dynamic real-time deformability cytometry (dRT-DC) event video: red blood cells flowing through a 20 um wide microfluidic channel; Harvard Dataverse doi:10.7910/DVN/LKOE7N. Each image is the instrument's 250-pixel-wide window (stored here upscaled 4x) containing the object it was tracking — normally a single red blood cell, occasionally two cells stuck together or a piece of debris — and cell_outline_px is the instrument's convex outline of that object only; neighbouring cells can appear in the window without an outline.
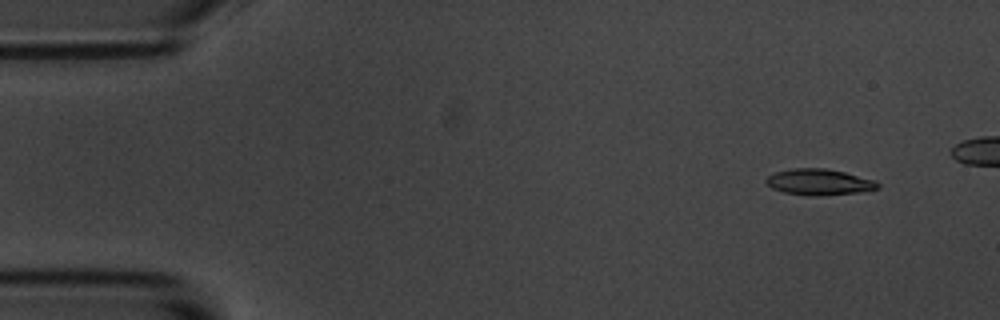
{"species": "common noctule bat (a hibernating species)", "species_latin": "Nyctalus noctula", "temperature_condition": "room temperature", "stored_images_in_passage": 6, "camera_frame_rate_fps": 3000, "um_per_image_px": 0.085, "animal": {"sex": "male", "body_mass_g": 20.1, "forearm_length_mm": 53.5}, "frame": {"image": 1, "passage_image": 2, "time_ms": 1.333, "image_size_px": [1000, 320], "cell_outline_px": [[880, 188], [856, 192], [820, 196], [808, 196], [784, 192], [772, 188], [764, 180], [768, 176], [776, 172], [792, 168], [824, 168], [844, 172], [876, 180], [880, 184]], "centroid_in_image_um": [69.63, 15.47], "position_along_channel_um": 15.4, "area_um2": 16.94}}